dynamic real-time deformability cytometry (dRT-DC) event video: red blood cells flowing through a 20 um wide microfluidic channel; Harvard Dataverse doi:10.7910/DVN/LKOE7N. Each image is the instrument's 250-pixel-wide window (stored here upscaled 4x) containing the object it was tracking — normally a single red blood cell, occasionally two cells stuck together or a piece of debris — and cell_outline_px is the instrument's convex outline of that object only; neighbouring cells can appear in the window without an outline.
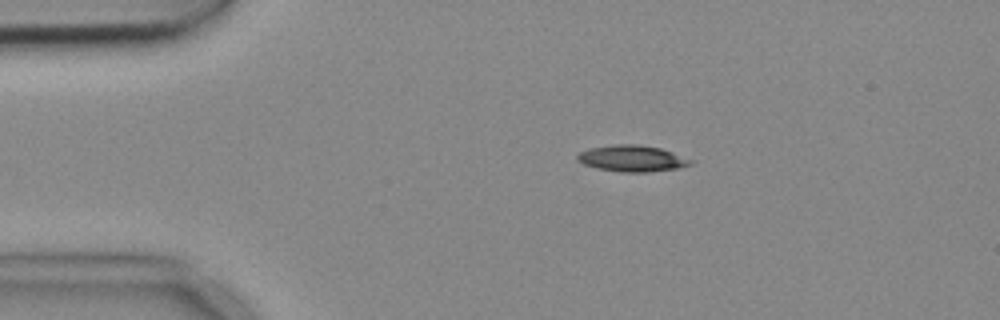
{"species": "common noctule bat (a hibernating species)", "species_latin": "Nyctalus noctula", "temperature_condition": "cold", "stored_images_in_passage": 4, "camera_frame_rate_fps": 3000, "um_per_image_px": 0.085, "animal": {"sex": "female", "body_mass_g": 18.4}, "frame": {"image": 1, "passage_image": 2, "time_ms": 0.333, "image_size_px": [1000, 320], "cell_outline_px": [[696, 160], [692, 164], [680, 168], [648, 172], [620, 172], [596, 168], [584, 164], [576, 160], [576, 156], [580, 152], [588, 148], [616, 144], [640, 144], [660, 148]], "centroid_in_image_um": [53.75, 13.47], "position_along_channel_um": 31.2, "area_um2": 17.63}}
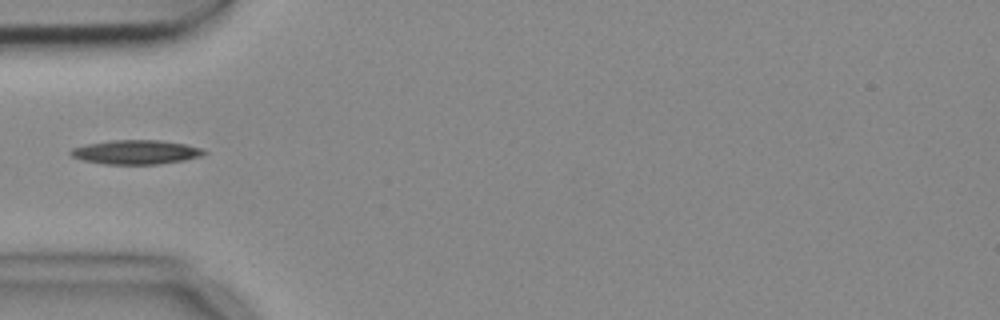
{"frame": {"image": 2, "passage_image": 4, "time_ms": 1.0, "image_size_px": [1000, 320], "cell_outline_px": [[208, 152], [200, 156], [184, 160], [160, 164], [104, 164], [84, 160], [72, 156], [68, 152], [72, 148], [88, 144], [112, 140], [160, 140], [184, 144], [200, 148]], "centroid_in_image_um": [11.55, 12.93], "position_along_channel_um": 73.4, "area_um2": 18.61}}